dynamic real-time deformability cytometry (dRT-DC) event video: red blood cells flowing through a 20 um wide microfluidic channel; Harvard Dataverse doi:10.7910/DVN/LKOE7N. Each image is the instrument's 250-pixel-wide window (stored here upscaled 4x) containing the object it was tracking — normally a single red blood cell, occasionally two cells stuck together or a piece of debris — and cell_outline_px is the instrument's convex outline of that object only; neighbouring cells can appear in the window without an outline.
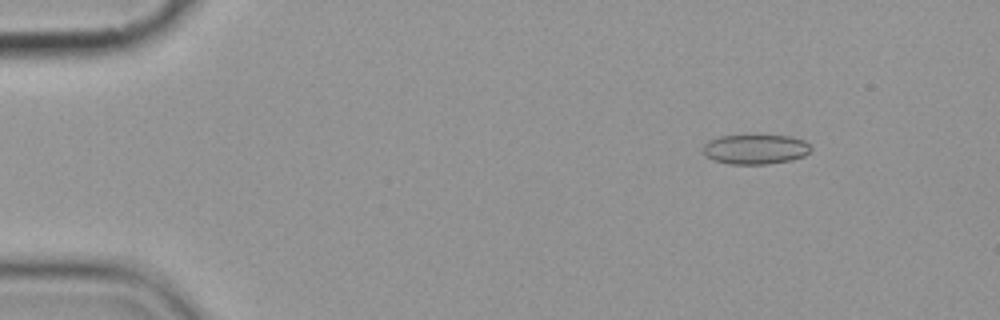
{"species": "common noctule bat (a hibernating species)", "species_latin": "Nyctalus noctula", "temperature_condition": "cold", "stored_images_in_passage": 6, "camera_frame_rate_fps": 3000, "um_per_image_px": 0.085, "animal": {"sex": "female", "body_mass_g": 19.9}, "frame": {"image": 1, "passage_image": 3, "time_ms": 2.333, "image_size_px": [1000, 320], "cell_outline_px": [[812, 148], [804, 156], [792, 160], [768, 164], [728, 164], [712, 160], [704, 156], [704, 144], [708, 140], [720, 136], [756, 132], [788, 136], [804, 140]], "centroid_in_image_um": [64.18, 12.64], "position_along_channel_um": 20.8, "area_um2": 19.65}}
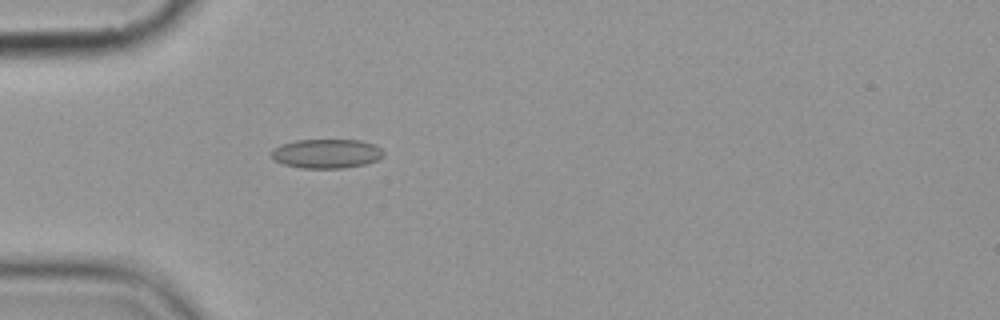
{"frame": {"image": 2, "passage_image": 6, "time_ms": 5.667, "image_size_px": [1000, 320], "cell_outline_px": [[384, 156], [376, 160], [364, 164], [344, 168], [300, 168], [284, 164], [276, 160], [272, 156], [272, 148], [280, 144], [296, 140], [360, 140], [376, 144], [384, 152]], "centroid_in_image_um": [27.77, 13.05], "position_along_channel_um": 57.2, "area_um2": 19.13}}